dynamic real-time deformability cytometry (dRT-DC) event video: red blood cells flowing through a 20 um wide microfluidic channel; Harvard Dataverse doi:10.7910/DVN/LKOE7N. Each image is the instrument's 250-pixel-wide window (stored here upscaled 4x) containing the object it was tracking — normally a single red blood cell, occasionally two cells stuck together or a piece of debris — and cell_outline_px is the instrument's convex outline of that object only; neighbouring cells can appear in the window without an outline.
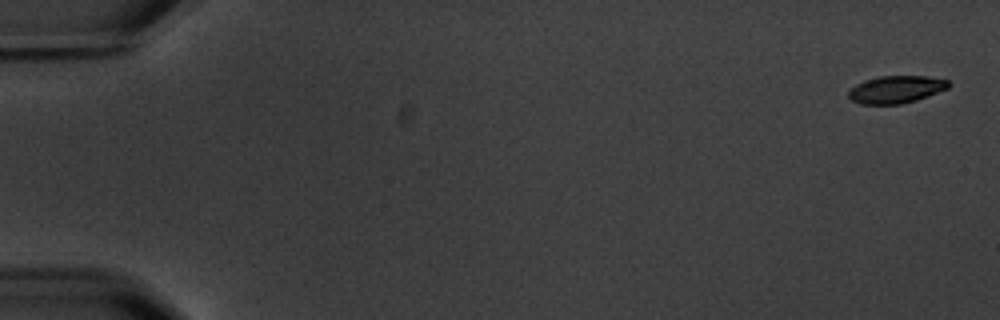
{"species": "common noctule bat (a hibernating species)", "species_latin": "Nyctalus noctula", "temperature_condition": "warm", "stored_images_in_passage": 3, "camera_frame_rate_fps": 3000, "um_per_image_px": 0.085, "animal": {"sex": "male", "body_mass_g": 20.1, "forearm_length_mm": 53.5}, "frame": {"image": 1, "passage_image": 1, "time_ms": 0.0, "image_size_px": [1000, 320], "cell_outline_px": [[952, 84], [948, 88], [928, 96], [916, 100], [900, 104], [860, 104], [852, 100], [848, 96], [848, 92], [856, 84], [864, 80], [880, 76], [928, 76], [948, 80]], "centroid_in_image_um": [76.18, 7.59], "position_along_channel_um": 8.8, "area_um2": 16.01}}